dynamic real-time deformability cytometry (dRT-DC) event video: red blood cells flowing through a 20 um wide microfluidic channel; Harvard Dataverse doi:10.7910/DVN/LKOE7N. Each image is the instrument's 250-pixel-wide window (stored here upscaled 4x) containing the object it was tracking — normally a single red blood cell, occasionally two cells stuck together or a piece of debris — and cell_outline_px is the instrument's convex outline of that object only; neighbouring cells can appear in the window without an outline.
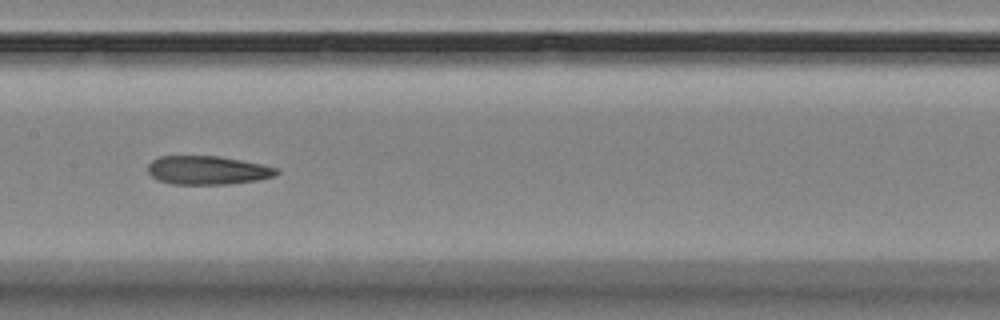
{"species": "Egyptian fruit bat (a non-hibernating species)", "species_latin": "Rousettus aegyptiacus", "temperature_condition": "room temperature", "stored_images_in_passage": 17, "segment_of_instrument_passage": [1, 2], "camera_frame_rate_fps": 3000, "um_per_image_px": 0.085, "animal": {"sex": "female"}, "frame": {"image": 1, "passage_image": 8, "time_ms": 8.0, "image_size_px": [1000, 320], "cell_outline_px": [[280, 172], [276, 176], [256, 180], [228, 184], [172, 184], [160, 180], [152, 176], [148, 172], [148, 164], [152, 160], [160, 156], [216, 156], [240, 160], [280, 168]], "centroid_in_image_um": [17.66, 14.47], "position_along_channel_um": 189.7, "area_um2": 21.39}}
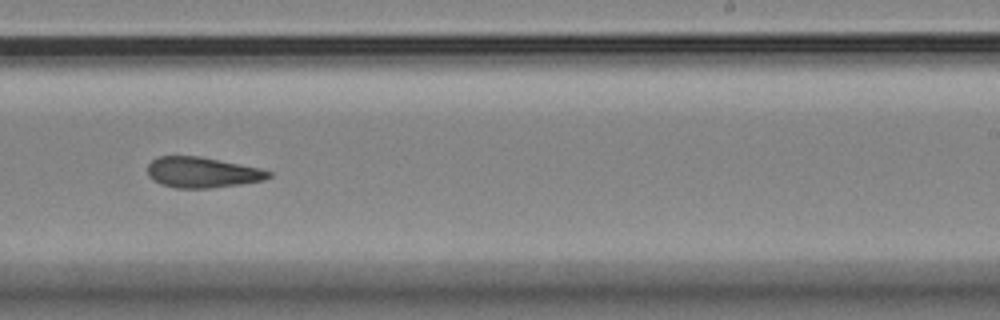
{"frame": {"image": 2, "passage_image": 10, "time_ms": 10.333, "image_size_px": [1000, 320], "cell_outline_px": [[272, 176], [264, 180], [240, 184], [212, 188], [176, 188], [160, 184], [152, 180], [148, 176], [148, 164], [156, 156], [200, 156], [260, 168], [272, 172]], "centroid_in_image_um": [17.17, 14.65], "position_along_channel_um": 271.8, "area_um2": 21.73}}
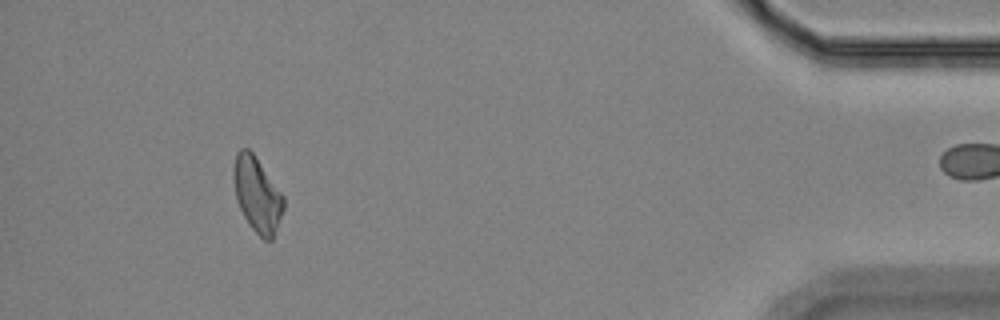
{"frame": {"image": 3, "passage_image": 15, "time_ms": 16.0, "image_size_px": [1000, 320], "cell_outline_px": [[284, 208], [272, 240], [264, 240], [252, 228], [244, 216], [236, 200], [232, 176], [232, 168], [236, 152], [240, 148], [248, 148], [252, 152], [284, 196]], "centroid_in_image_um": [21.83, 16.51], "position_along_channel_um": 413.4, "area_um2": 21.79}}